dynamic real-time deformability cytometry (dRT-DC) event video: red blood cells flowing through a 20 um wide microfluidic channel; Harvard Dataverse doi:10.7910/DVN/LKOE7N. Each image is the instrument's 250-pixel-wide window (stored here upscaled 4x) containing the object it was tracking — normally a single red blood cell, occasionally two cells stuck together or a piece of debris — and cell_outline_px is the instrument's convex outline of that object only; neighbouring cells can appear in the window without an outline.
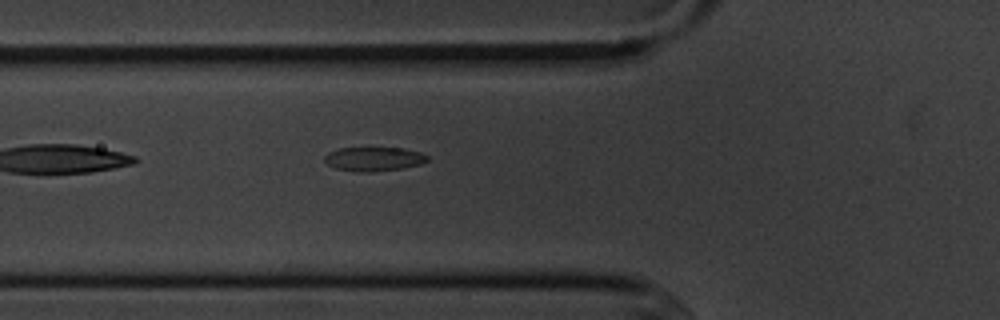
{"species": "common noctule bat (a hibernating species)", "species_latin": "Nyctalus noctula", "temperature_condition": "cold", "stored_images_in_passage": 4, "camera_frame_rate_fps": 3000, "um_per_image_px": 0.085, "animal": {"sex": "male", "body_mass_g": 20.1, "forearm_length_mm": 53.5}, "frame": {"image": 1, "passage_image": 4, "time_ms": 4.333, "image_size_px": [1000, 320], "cell_outline_px": [[428, 160], [420, 164], [404, 168], [372, 172], [356, 172], [336, 168], [328, 164], [324, 160], [324, 156], [328, 152], [340, 148], [404, 148], [420, 152], [428, 156]], "centroid_in_image_um": [31.78, 13.52], "position_along_channel_um": 94.0, "area_um2": 14.45}}